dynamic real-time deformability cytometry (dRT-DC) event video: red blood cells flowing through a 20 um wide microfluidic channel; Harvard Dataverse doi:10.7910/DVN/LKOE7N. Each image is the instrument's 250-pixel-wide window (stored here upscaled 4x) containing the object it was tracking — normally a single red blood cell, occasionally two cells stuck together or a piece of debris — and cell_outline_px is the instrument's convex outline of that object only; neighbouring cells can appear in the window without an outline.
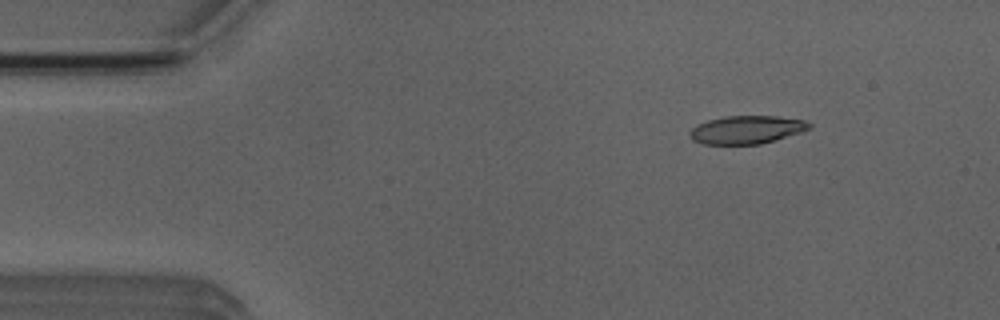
{"species": "Egyptian fruit bat (a non-hibernating species)", "species_latin": "Rousettus aegyptiacus", "temperature_condition": "room temperature", "stored_images_in_passage": 5, "segment_of_instrument_passage": [1, 2], "camera_frame_rate_fps": 3000, "um_per_image_px": 0.085, "animal": {"sex": "male"}, "frame": {"image": 1, "passage_image": 2, "time_ms": 2.0, "image_size_px": [1000, 320], "cell_outline_px": [[812, 128], [800, 132], [760, 144], [704, 144], [692, 140], [688, 136], [688, 132], [696, 124], [708, 120], [724, 116], [776, 116], [804, 120], [812, 124]], "centroid_in_image_um": [63.42, 11.02], "position_along_channel_um": 21.6, "area_um2": 19.59}}